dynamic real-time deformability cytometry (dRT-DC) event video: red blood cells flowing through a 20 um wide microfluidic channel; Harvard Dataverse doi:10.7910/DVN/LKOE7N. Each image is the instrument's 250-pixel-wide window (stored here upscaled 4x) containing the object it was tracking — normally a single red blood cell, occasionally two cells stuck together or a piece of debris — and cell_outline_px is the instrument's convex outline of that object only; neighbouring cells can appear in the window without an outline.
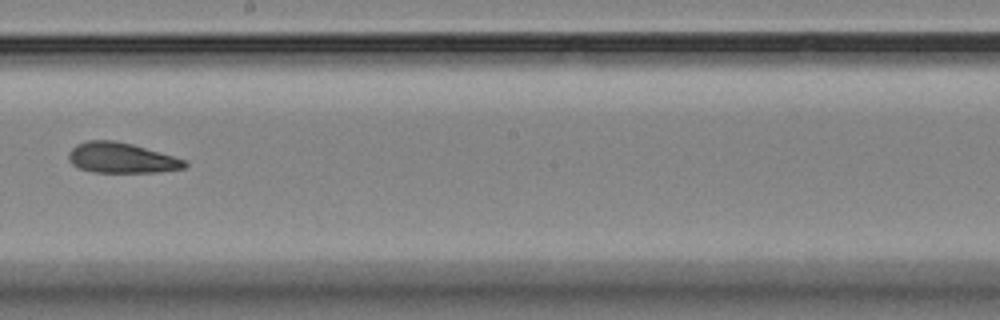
{"species": "Egyptian fruit bat (a non-hibernating species)", "species_latin": "Rousettus aegyptiacus", "temperature_condition": "room temperature", "stored_images_in_passage": 13, "camera_frame_rate_fps": 3000, "um_per_image_px": 0.085, "animal": {"sex": "female"}, "frame": {"image": 1, "passage_image": 8, "time_ms": 8.333, "image_size_px": [1000, 320], "cell_outline_px": [[188, 164], [184, 168], [156, 172], [92, 172], [80, 168], [72, 164], [68, 160], [68, 152], [76, 144], [88, 140], [116, 140], [132, 144], [172, 156], [184, 160]], "centroid_in_image_um": [10.26, 13.41], "position_along_channel_um": 237.9, "area_um2": 20.4}}
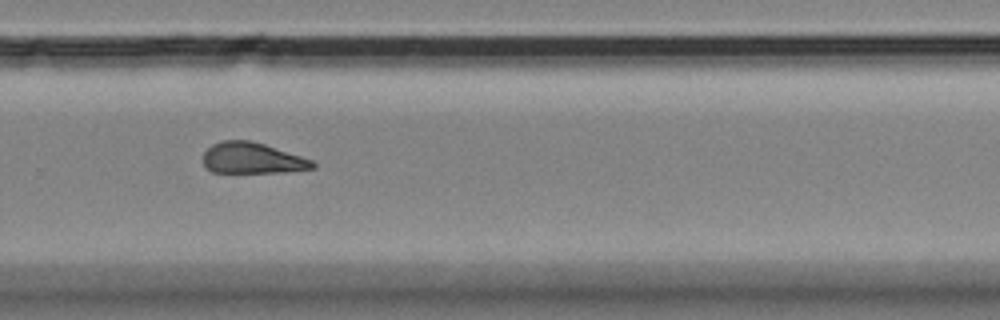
{"frame": {"image": 2, "passage_image": 10, "time_ms": 10.333, "image_size_px": [1000, 320], "cell_outline_px": [[316, 168], [288, 172], [212, 172], [204, 164], [204, 152], [212, 144], [220, 140], [252, 140], [312, 160], [316, 164]], "centroid_in_image_um": [21.45, 13.44], "position_along_channel_um": 308.3, "area_um2": 19.71}}
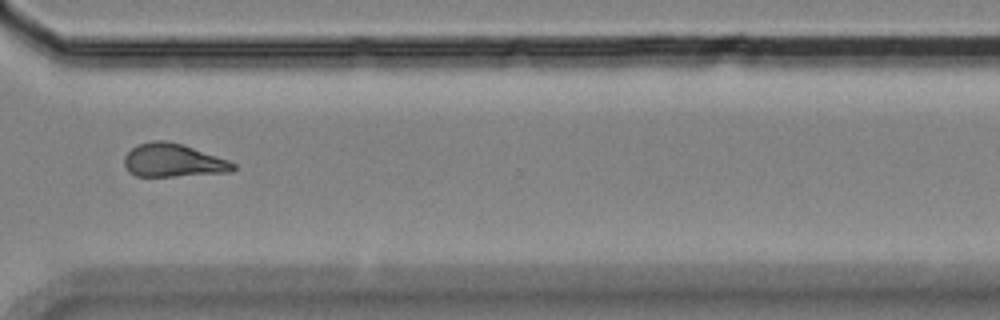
{"frame": {"image": 3, "passage_image": 11, "time_ms": 11.667, "image_size_px": [1000, 320], "cell_outline_px": [[236, 168], [232, 172], [172, 176], [136, 176], [128, 172], [124, 164], [124, 156], [132, 148], [140, 144], [152, 140], [164, 140], [180, 144], [228, 160], [236, 164]], "centroid_in_image_um": [14.7, 13.65], "position_along_channel_um": 355.9, "area_um2": 20.87}}